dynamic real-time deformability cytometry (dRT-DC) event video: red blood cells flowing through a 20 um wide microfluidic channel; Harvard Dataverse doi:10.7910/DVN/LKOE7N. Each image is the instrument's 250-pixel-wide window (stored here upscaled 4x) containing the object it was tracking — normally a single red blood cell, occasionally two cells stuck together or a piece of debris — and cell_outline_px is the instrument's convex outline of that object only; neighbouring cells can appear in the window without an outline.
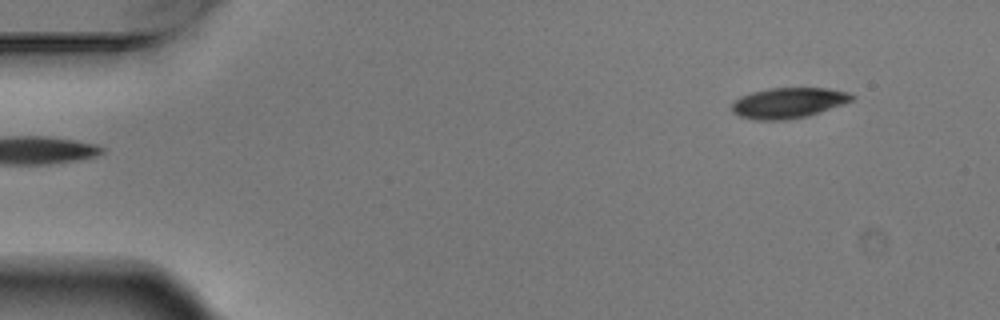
{"species": "Egyptian fruit bat (a non-hibernating species)", "species_latin": "Rousettus aegyptiacus", "temperature_condition": "warm", "stored_images_in_passage": 3, "camera_frame_rate_fps": 3000, "um_per_image_px": 0.085, "animal": {"sex": "male"}, "frame": {"image": 1, "passage_image": 3, "time_ms": 0.667, "image_size_px": [1000, 320], "cell_outline_px": [[856, 96], [852, 100], [844, 104], [808, 116], [788, 120], [756, 120], [740, 116], [732, 112], [732, 104], [740, 96], [752, 92], [772, 88], [828, 88], [848, 92]], "centroid_in_image_um": [67.03, 8.75], "position_along_channel_um": 18.0, "area_um2": 21.39}}